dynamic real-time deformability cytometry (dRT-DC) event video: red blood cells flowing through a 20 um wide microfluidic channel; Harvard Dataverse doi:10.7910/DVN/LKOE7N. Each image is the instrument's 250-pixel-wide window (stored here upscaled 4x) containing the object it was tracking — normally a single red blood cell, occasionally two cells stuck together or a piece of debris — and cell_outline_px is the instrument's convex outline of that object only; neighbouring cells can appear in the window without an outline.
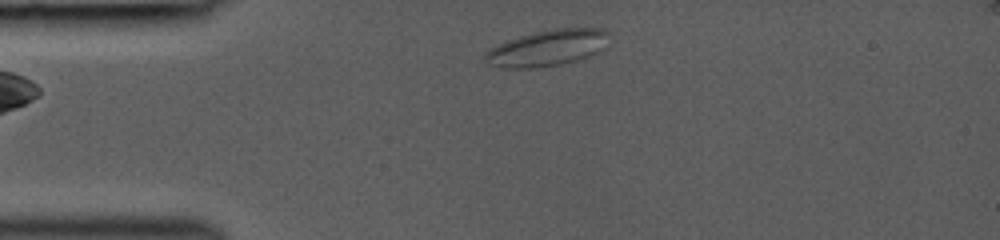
{"species": "common noctule bat (a hibernating species)", "species_latin": "Nyctalus noctula", "temperature_condition": "room temperature", "stored_images_in_passage": 5, "camera_frame_rate_fps": 3000, "um_per_image_px": 0.085, "animal": {"sex": "female", "body_mass_g": 19.0, "forearm_length_mm": 53.3}, "frame": {"image": 1, "passage_image": 1, "time_ms": 0.0, "image_size_px": [1000, 240], "cell_outline_px": [[608, 32], [604, 48], [588, 56], [576, 60], [560, 64], [532, 68], [504, 68], [488, 64], [484, 60], [484, 52], [508, 40], [532, 32], [556, 28], [604, 28]], "centroid_in_image_um": [46.5, 4.07], "position_along_channel_um": 38.5, "area_um2": 25.89}}
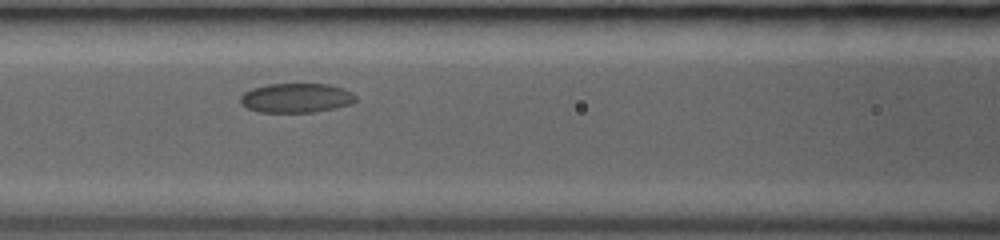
{"frame": {"image": 2, "passage_image": 4, "time_ms": 3.333, "image_size_px": [1000, 240], "cell_outline_px": [[356, 100], [352, 104], [336, 108], [312, 112], [260, 112], [248, 108], [240, 104], [240, 96], [244, 92], [252, 88], [268, 84], [328, 84], [352, 92], [356, 96]], "centroid_in_image_um": [25.17, 8.33], "position_along_channel_um": 141.4, "area_um2": 19.77}}
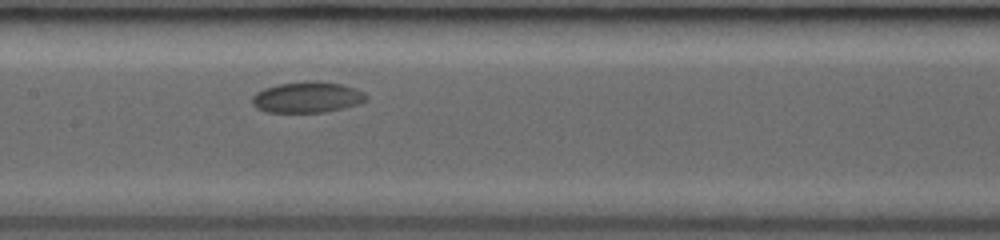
{"frame": {"image": 3, "passage_image": 5, "time_ms": 4.333, "image_size_px": [1000, 240], "cell_outline_px": [[368, 100], [344, 108], [324, 112], [268, 112], [256, 108], [252, 104], [252, 96], [256, 92], [264, 88], [280, 84], [308, 80], [316, 80], [340, 84], [356, 88], [364, 92], [368, 96]], "centroid_in_image_um": [26.12, 8.26], "position_along_channel_um": 181.3, "area_um2": 20.69}}